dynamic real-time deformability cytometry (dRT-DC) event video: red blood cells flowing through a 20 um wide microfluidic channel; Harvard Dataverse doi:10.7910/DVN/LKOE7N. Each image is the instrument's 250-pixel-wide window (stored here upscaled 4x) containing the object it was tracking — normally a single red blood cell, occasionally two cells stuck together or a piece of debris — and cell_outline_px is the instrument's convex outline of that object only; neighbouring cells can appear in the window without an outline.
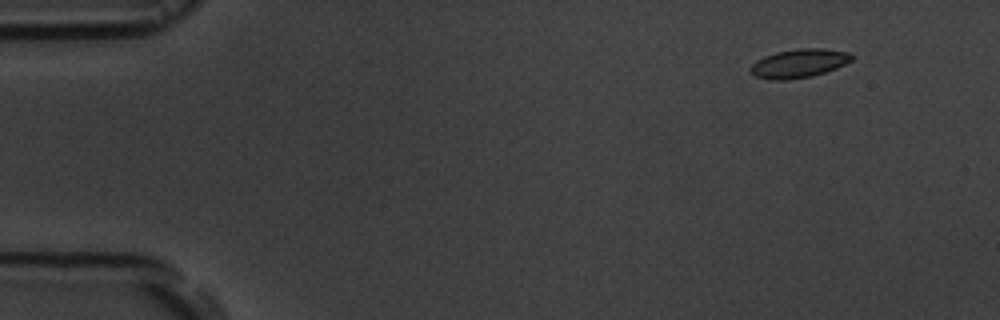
{"species": "common noctule bat (a hibernating species)", "species_latin": "Nyctalus noctula", "temperature_condition": "room temperature", "stored_images_in_passage": 9, "camera_frame_rate_fps": 3000, "um_per_image_px": 0.085, "animal": {"sex": "male", "body_mass_g": 19.5, "forearm_length_mm": 54.6}, "frame": {"image": 1, "passage_image": 2, "time_ms": 1.333, "image_size_px": [1000, 320], "cell_outline_px": [[852, 60], [836, 68], [812, 76], [784, 80], [772, 80], [756, 76], [748, 68], [756, 60], [764, 56], [776, 52], [800, 48], [824, 48], [848, 52], [852, 56]], "centroid_in_image_um": [67.89, 5.38], "position_along_channel_um": 17.1, "area_um2": 16.82}}
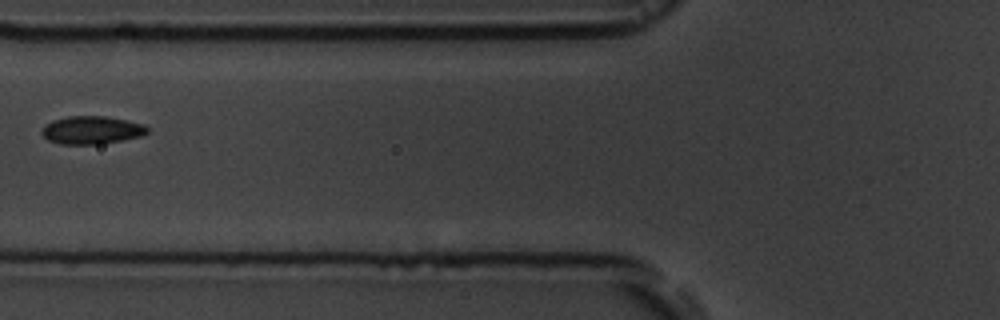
{"frame": {"image": 2, "passage_image": 7, "time_ms": 7.0, "image_size_px": [1000, 320], "cell_outline_px": [[148, 132], [140, 136], [124, 140], [100, 144], [60, 144], [48, 140], [40, 132], [40, 128], [44, 124], [52, 120], [68, 116], [104, 116], [144, 124], [148, 128]], "centroid_in_image_um": [7.74, 11.06], "position_along_channel_um": 118.1, "area_um2": 17.28}}
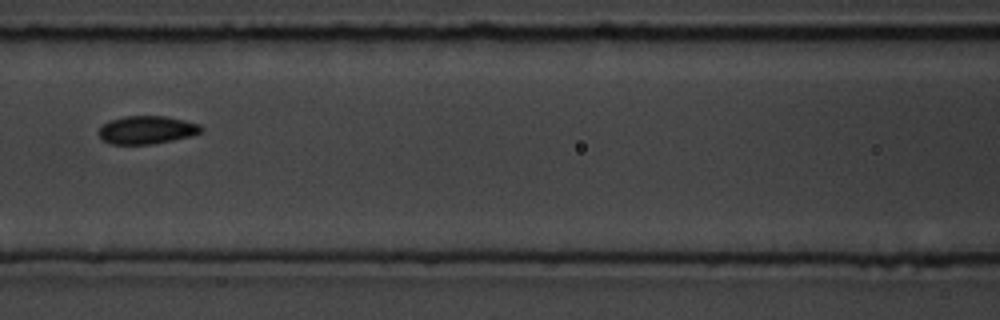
{"frame": {"image": 3, "passage_image": 8, "time_ms": 8.0, "image_size_px": [1000, 320], "cell_outline_px": [[204, 128], [200, 132], [192, 136], [152, 144], [112, 144], [104, 140], [100, 136], [100, 128], [108, 120], [124, 116], [168, 116], [200, 124]], "centroid_in_image_um": [12.51, 11.03], "position_along_channel_um": 154.1, "area_um2": 16.7}}